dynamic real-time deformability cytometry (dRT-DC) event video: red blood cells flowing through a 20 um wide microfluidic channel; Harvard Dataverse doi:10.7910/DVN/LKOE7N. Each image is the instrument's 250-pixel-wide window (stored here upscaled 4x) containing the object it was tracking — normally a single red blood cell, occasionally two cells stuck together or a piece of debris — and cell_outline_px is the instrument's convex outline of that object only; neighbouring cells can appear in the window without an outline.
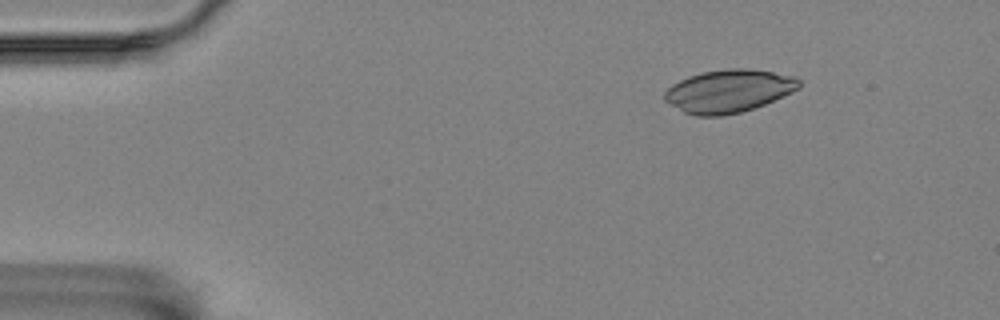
{"species": "Egyptian fruit bat (a non-hibernating species)", "species_latin": "Rousettus aegyptiacus", "temperature_condition": "room temperature", "stored_images_in_passage": 2, "camera_frame_rate_fps": 3000, "um_per_image_px": 0.085, "animal": {"sex": "female"}, "frame": {"image": 1, "passage_image": 2, "time_ms": 1.333, "image_size_px": [1000, 320], "cell_outline_px": [[800, 88], [792, 92], [764, 104], [740, 112], [720, 116], [696, 116], [684, 112], [664, 100], [664, 92], [672, 84], [688, 76], [700, 72], [728, 68], [748, 68], [772, 72], [792, 76], [800, 80]], "centroid_in_image_um": [61.91, 7.73], "position_along_channel_um": 23.1, "area_um2": 33.47}}